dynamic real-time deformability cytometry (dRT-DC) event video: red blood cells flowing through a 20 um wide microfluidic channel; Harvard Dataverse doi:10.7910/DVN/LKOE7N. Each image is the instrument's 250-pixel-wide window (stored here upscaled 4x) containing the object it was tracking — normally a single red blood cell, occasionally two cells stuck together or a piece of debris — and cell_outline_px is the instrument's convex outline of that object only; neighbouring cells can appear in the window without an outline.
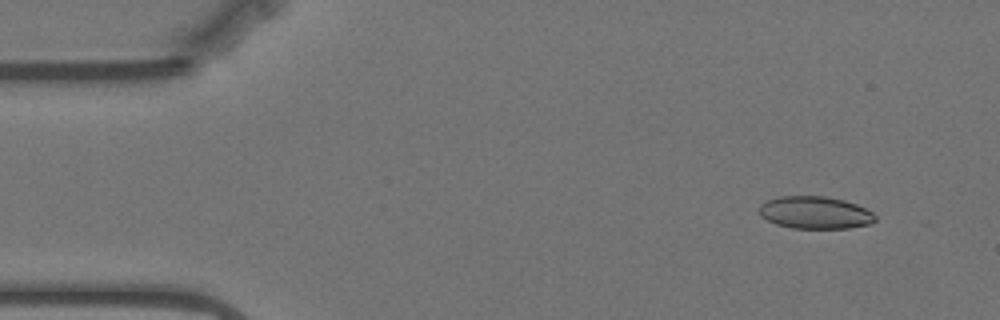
{"species": "Egyptian fruit bat (a non-hibernating species)", "species_latin": "Rousettus aegyptiacus", "temperature_condition": "warm", "stored_images_in_passage": 3, "camera_frame_rate_fps": 3000, "um_per_image_px": 0.085, "animal": {"sex": "female"}, "frame": {"image": 1, "passage_image": 1, "time_ms": 0.0, "image_size_px": [1000, 320], "cell_outline_px": [[876, 220], [868, 224], [848, 228], [792, 228], [776, 224], [760, 216], [760, 204], [768, 200], [780, 196], [824, 196], [844, 200], [856, 204], [872, 212], [876, 216]], "centroid_in_image_um": [69.27, 18.07], "position_along_channel_um": 15.7, "area_um2": 21.79}}